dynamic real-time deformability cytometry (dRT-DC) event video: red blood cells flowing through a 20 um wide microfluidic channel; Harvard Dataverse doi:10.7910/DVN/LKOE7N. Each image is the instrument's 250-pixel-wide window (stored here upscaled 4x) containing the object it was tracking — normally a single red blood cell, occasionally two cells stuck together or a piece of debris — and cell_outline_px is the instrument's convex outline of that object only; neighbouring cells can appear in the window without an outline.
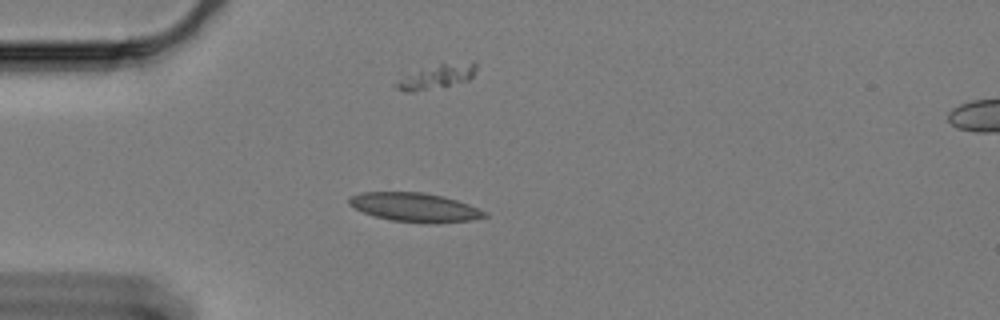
{"species": "Egyptian fruit bat (a non-hibernating species)", "species_latin": "Rousettus aegyptiacus", "temperature_condition": "cold", "stored_images_in_passage": 46, "camera_frame_rate_fps": 3000, "um_per_image_px": 0.085, "animal": {"sex": "female"}, "frame": {"image": 1, "passage_image": 1, "time_ms": 0.0, "image_size_px": [1000, 320], "cell_outline_px": [[488, 216], [472, 220], [436, 224], [420, 224], [392, 220], [376, 216], [364, 212], [348, 204], [348, 196], [364, 192], [424, 192], [444, 196], [468, 204], [488, 212]], "centroid_in_image_um": [35.3, 17.63], "position_along_channel_um": 49.7, "area_um2": 23.12}}
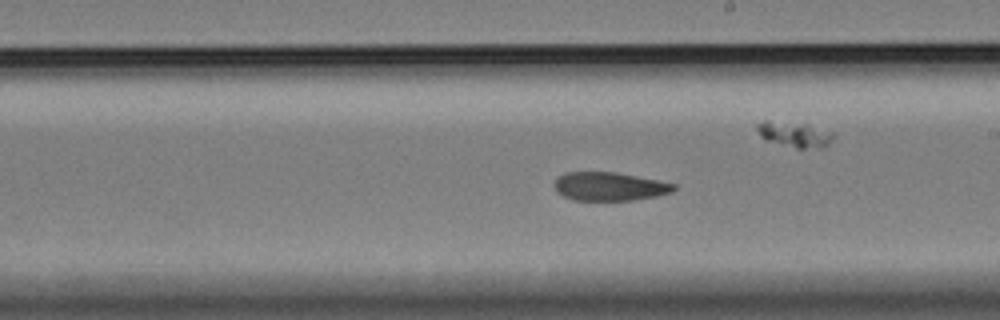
{"frame": {"image": 2, "passage_image": 19, "time_ms": 6.0, "image_size_px": [1000, 320], "cell_outline_px": [[676, 188], [672, 192], [656, 196], [636, 200], [576, 200], [564, 196], [556, 192], [552, 184], [556, 176], [564, 172], [616, 172], [676, 184]], "centroid_in_image_um": [51.75, 15.84], "position_along_channel_um": 237.3, "area_um2": 20.0}}
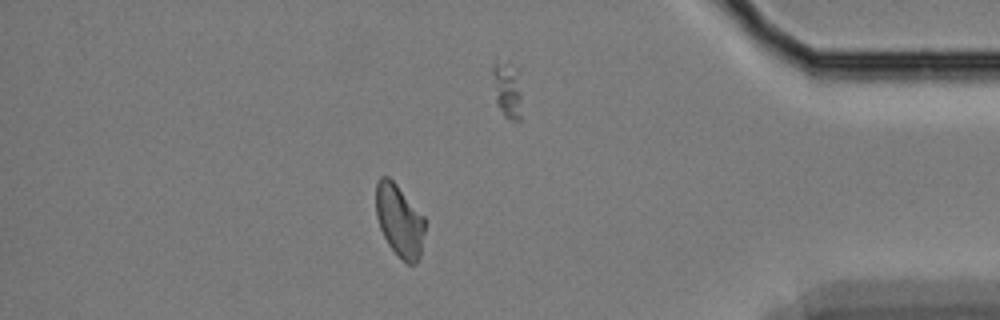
{"frame": {"image": 3, "passage_image": 37, "time_ms": 12.0, "image_size_px": [1000, 320], "cell_outline_px": [[428, 220], [420, 256], [416, 264], [408, 264], [388, 244], [380, 228], [376, 216], [376, 184], [380, 176], [388, 176], [396, 184]], "centroid_in_image_um": [33.99, 18.74], "position_along_channel_um": 401.2, "area_um2": 20.81}, "authors_computed_cell_mechanics": {"area_um2": 21.1837, "velocity_mm_per_s": 3.3276, "shape_relaxation_time_tau1_ms": null, "shape_relaxation_time_tau2_ms": 4.9737, "deformation_change_tau1": null, "deformation_change_tau2": 0.0951}}